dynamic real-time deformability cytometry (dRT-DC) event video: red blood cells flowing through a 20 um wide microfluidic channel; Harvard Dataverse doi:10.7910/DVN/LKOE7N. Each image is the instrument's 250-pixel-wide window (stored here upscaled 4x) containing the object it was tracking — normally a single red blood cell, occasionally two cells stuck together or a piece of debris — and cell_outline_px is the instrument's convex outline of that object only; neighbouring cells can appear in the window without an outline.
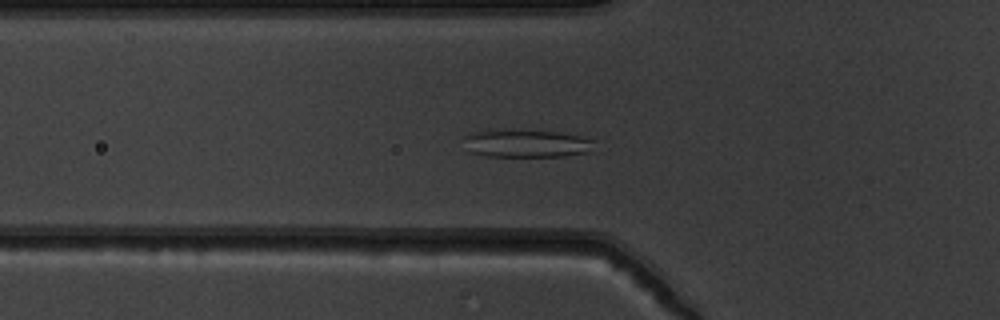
{"species": "common noctule bat (a hibernating species)", "species_latin": "Nyctalus noctula", "temperature_condition": "warm", "stored_images_in_passage": 53, "camera_frame_rate_fps": 3000, "um_per_image_px": 0.085, "animal": {"sex": "male", "body_mass_g": 19.5, "forearm_length_mm": 54.6}, "frame": {"image": 1, "passage_image": 19, "time_ms": 6.0, "image_size_px": [1000, 320], "cell_outline_px": [[596, 140], [588, 152], [564, 156], [484, 156], [472, 152], [464, 136], [472, 132], [504, 128], [560, 132], [580, 136]], "centroid_in_image_um": [44.77, 12.16], "position_along_channel_um": 81.0, "area_um2": 21.27}}
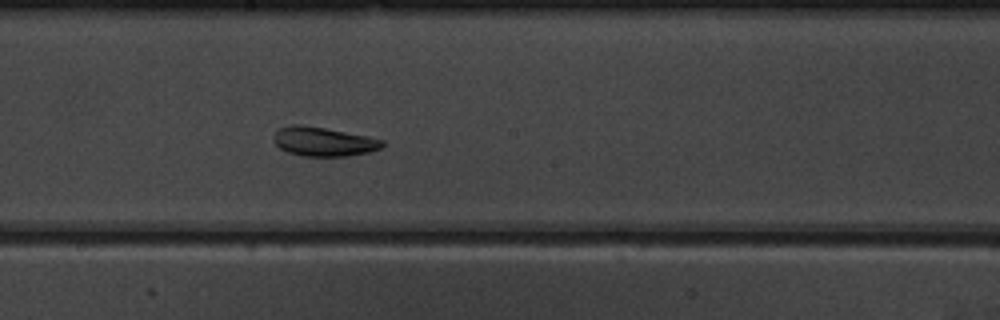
{"frame": {"image": 2, "passage_image": 30, "time_ms": 9.667, "image_size_px": [1000, 320], "cell_outline_px": [[384, 144], [380, 148], [368, 152], [348, 156], [300, 156], [288, 152], [280, 148], [272, 140], [272, 136], [280, 128], [292, 124], [300, 124], [324, 128], [368, 136], [384, 140]], "centroid_in_image_um": [27.47, 12.04], "position_along_channel_um": 220.7, "area_um2": 18.44}}
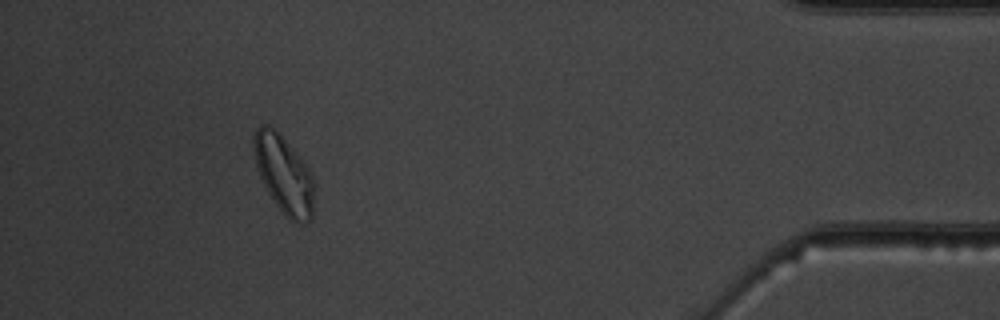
{"frame": {"image": 3, "passage_image": 49, "time_ms": 16.0, "image_size_px": [1000, 320], "cell_outline_px": [[316, 184], [312, 216], [304, 224], [300, 224], [292, 220], [276, 204], [268, 192], [260, 176], [256, 164], [252, 148], [252, 136], [256, 128], [260, 124], [268, 124], [280, 136], [308, 168]], "centroid_in_image_um": [24.13, 14.83], "position_along_channel_um": 411.1, "area_um2": 26.99}, "authors_computed_cell_mechanics": {"area_um2": 23.8714, "velocity_mm_per_s": 3.8136, "shape_relaxation_time_tau1_ms": 5.5606, "shape_relaxation_time_tau2_ms": 2.8742, "deformation_change_tau1": 0.1237, "deformation_change_tau2": 0.0737}}